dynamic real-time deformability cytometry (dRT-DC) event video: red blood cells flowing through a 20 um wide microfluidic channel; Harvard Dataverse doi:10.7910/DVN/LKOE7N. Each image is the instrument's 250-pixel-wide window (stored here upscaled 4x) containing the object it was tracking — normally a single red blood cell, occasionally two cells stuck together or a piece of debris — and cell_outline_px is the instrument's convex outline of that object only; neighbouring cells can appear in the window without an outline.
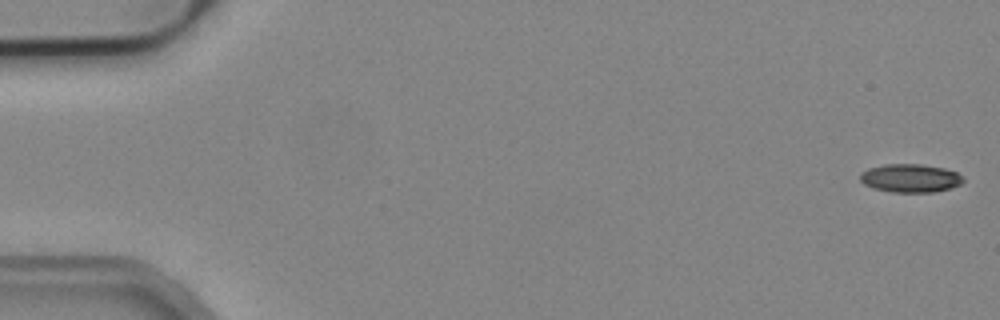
{"species": "common noctule bat (a hibernating species)", "species_latin": "Nyctalus noctula", "temperature_condition": "cold", "stored_images_in_passage": 54, "camera_frame_rate_fps": 3000, "um_per_image_px": 0.085, "animal": {"sex": "male", "body_mass_g": 19.2, "forearm_length_mm": 51.8}, "frame": {"image": 1, "passage_image": 1, "time_ms": 0.0, "image_size_px": [1000, 320], "cell_outline_px": [[964, 180], [960, 184], [952, 188], [932, 192], [892, 192], [876, 188], [864, 184], [860, 180], [860, 172], [868, 168], [884, 164], [920, 164], [944, 168], [956, 172]], "centroid_in_image_um": [77.36, 15.13], "position_along_channel_um": 7.6, "area_um2": 16.94}}
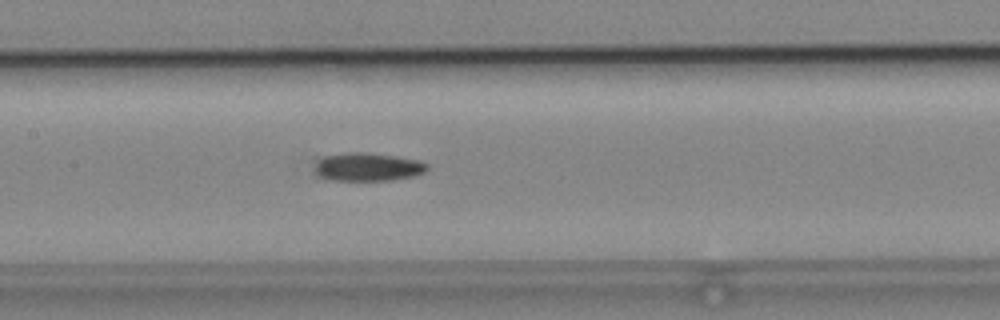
{"frame": {"image": 2, "passage_image": 26, "time_ms": 8.333, "image_size_px": [1000, 320], "cell_outline_px": [[428, 168], [424, 172], [416, 176], [392, 180], [332, 180], [320, 176], [316, 172], [316, 164], [324, 156], [348, 152], [360, 152], [396, 156], [420, 160], [428, 164]], "centroid_in_image_um": [31.32, 14.19], "position_along_channel_um": 176.1, "area_um2": 18.38}}
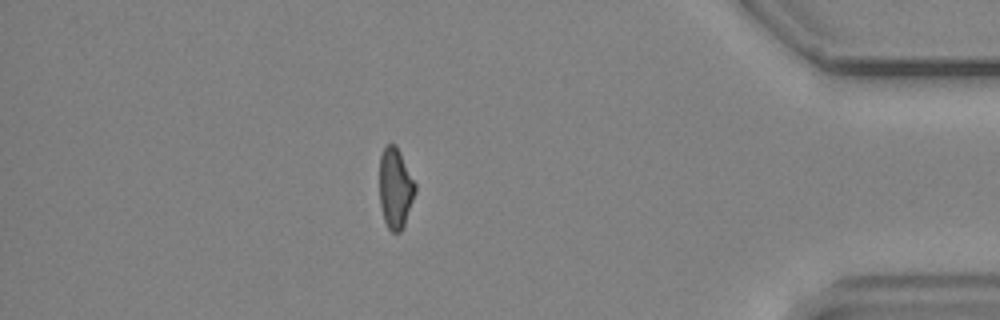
{"frame": {"image": 3, "passage_image": 47, "time_ms": 15.333, "image_size_px": [1000, 320], "cell_outline_px": [[416, 192], [404, 224], [400, 232], [392, 232], [388, 228], [384, 220], [380, 204], [380, 156], [384, 148], [388, 144], [396, 144], [416, 184]], "centroid_in_image_um": [33.61, 15.99], "position_along_channel_um": 401.6, "area_um2": 16.65}}